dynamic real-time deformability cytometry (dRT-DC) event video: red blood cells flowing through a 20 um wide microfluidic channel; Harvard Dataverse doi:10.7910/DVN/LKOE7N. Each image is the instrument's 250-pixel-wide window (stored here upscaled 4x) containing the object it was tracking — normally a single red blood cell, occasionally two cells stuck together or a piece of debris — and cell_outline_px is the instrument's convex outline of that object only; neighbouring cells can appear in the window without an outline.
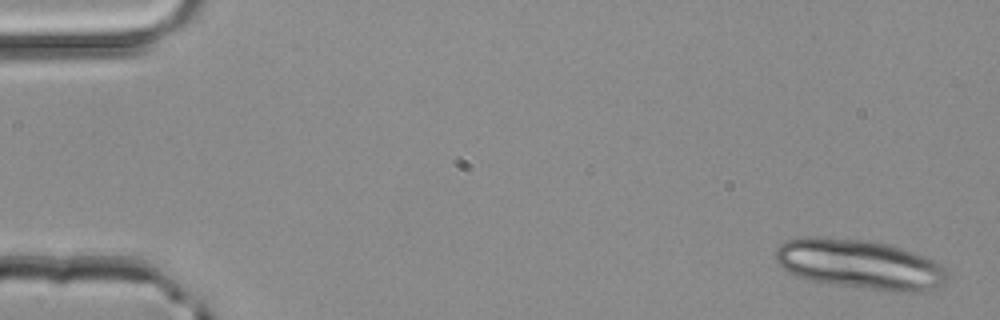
{"species": "common noctule bat (a hibernating species)", "species_latin": "Nyctalus noctula", "temperature_condition": "room temperature", "stored_images_in_passage": 4, "camera_frame_rate_fps": 3000, "um_per_image_px": 0.085, "animal": {"sex": "male", "body_mass_g": 20.4}, "frame": {"image": 1, "passage_image": 1, "time_ms": 0.0, "image_size_px": [1000, 320], "cell_outline_px": [[948, 280], [944, 284], [928, 292], [900, 292], [828, 284], [804, 280], [788, 272], [776, 260], [776, 248], [780, 244], [788, 240], [804, 236], [816, 236], [868, 240], [888, 244], [924, 256], [948, 268]], "centroid_in_image_um": [73.1, 22.48], "position_along_channel_um": 11.9, "area_um2": 50.29}}